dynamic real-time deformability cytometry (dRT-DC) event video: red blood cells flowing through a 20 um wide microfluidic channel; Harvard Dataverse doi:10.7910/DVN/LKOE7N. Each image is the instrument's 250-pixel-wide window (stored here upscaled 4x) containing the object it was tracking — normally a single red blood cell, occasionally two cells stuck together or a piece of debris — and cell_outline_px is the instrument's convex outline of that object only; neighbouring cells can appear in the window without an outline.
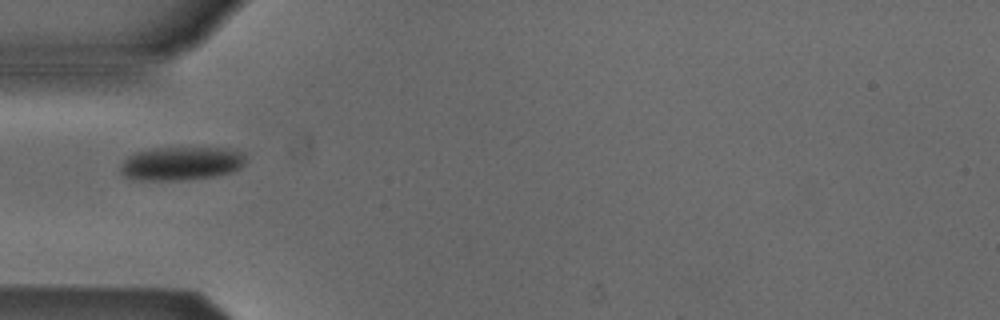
{"species": "Egyptian fruit bat (a non-hibernating species)", "species_latin": "Rousettus aegyptiacus", "temperature_condition": "cold", "stored_images_in_passage": 4, "camera_frame_rate_fps": 3000, "um_per_image_px": 0.085, "animal": {"sex": "male"}, "frame": {"image": 1, "passage_image": 4, "time_ms": 4.333, "image_size_px": [1000, 320], "cell_outline_px": [[244, 164], [240, 168], [232, 172], [212, 176], [180, 180], [140, 180], [124, 176], [120, 172], [120, 168], [124, 160], [128, 156], [136, 152], [156, 148], [228, 148], [244, 152]], "centroid_in_image_um": [15.41, 13.89], "position_along_channel_um": 69.6, "area_um2": 24.33}}